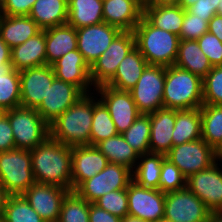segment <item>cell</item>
<instances>
[{
  "label": "cell",
  "mask_w": 222,
  "mask_h": 222,
  "mask_svg": "<svg viewBox=\"0 0 222 222\" xmlns=\"http://www.w3.org/2000/svg\"><path fill=\"white\" fill-rule=\"evenodd\" d=\"M3 219L6 222H45L22 195L8 197Z\"/></svg>",
  "instance_id": "obj_39"
},
{
  "label": "cell",
  "mask_w": 222,
  "mask_h": 222,
  "mask_svg": "<svg viewBox=\"0 0 222 222\" xmlns=\"http://www.w3.org/2000/svg\"><path fill=\"white\" fill-rule=\"evenodd\" d=\"M35 182L30 150L0 152V183L10 196L22 195Z\"/></svg>",
  "instance_id": "obj_6"
},
{
  "label": "cell",
  "mask_w": 222,
  "mask_h": 222,
  "mask_svg": "<svg viewBox=\"0 0 222 222\" xmlns=\"http://www.w3.org/2000/svg\"><path fill=\"white\" fill-rule=\"evenodd\" d=\"M201 113V138L211 147L222 139V105L203 104Z\"/></svg>",
  "instance_id": "obj_35"
},
{
  "label": "cell",
  "mask_w": 222,
  "mask_h": 222,
  "mask_svg": "<svg viewBox=\"0 0 222 222\" xmlns=\"http://www.w3.org/2000/svg\"><path fill=\"white\" fill-rule=\"evenodd\" d=\"M128 215L144 221L157 222L164 217L165 193L132 181L127 187Z\"/></svg>",
  "instance_id": "obj_14"
},
{
  "label": "cell",
  "mask_w": 222,
  "mask_h": 222,
  "mask_svg": "<svg viewBox=\"0 0 222 222\" xmlns=\"http://www.w3.org/2000/svg\"><path fill=\"white\" fill-rule=\"evenodd\" d=\"M121 32L118 27L102 22L76 29L77 49L91 67Z\"/></svg>",
  "instance_id": "obj_15"
},
{
  "label": "cell",
  "mask_w": 222,
  "mask_h": 222,
  "mask_svg": "<svg viewBox=\"0 0 222 222\" xmlns=\"http://www.w3.org/2000/svg\"><path fill=\"white\" fill-rule=\"evenodd\" d=\"M136 47L133 31H121L107 50L90 67V80L94 88L106 85L117 72L120 62Z\"/></svg>",
  "instance_id": "obj_7"
},
{
  "label": "cell",
  "mask_w": 222,
  "mask_h": 222,
  "mask_svg": "<svg viewBox=\"0 0 222 222\" xmlns=\"http://www.w3.org/2000/svg\"><path fill=\"white\" fill-rule=\"evenodd\" d=\"M5 114L12 127L15 148L32 150L50 137V125L36 109L19 106Z\"/></svg>",
  "instance_id": "obj_5"
},
{
  "label": "cell",
  "mask_w": 222,
  "mask_h": 222,
  "mask_svg": "<svg viewBox=\"0 0 222 222\" xmlns=\"http://www.w3.org/2000/svg\"><path fill=\"white\" fill-rule=\"evenodd\" d=\"M136 47L149 65L170 67L178 55L180 37L152 26L144 17L133 30Z\"/></svg>",
  "instance_id": "obj_3"
},
{
  "label": "cell",
  "mask_w": 222,
  "mask_h": 222,
  "mask_svg": "<svg viewBox=\"0 0 222 222\" xmlns=\"http://www.w3.org/2000/svg\"><path fill=\"white\" fill-rule=\"evenodd\" d=\"M21 106L36 109L46 97L56 78L51 65H41L19 71Z\"/></svg>",
  "instance_id": "obj_17"
},
{
  "label": "cell",
  "mask_w": 222,
  "mask_h": 222,
  "mask_svg": "<svg viewBox=\"0 0 222 222\" xmlns=\"http://www.w3.org/2000/svg\"><path fill=\"white\" fill-rule=\"evenodd\" d=\"M166 155L147 153L139 156L134 170L133 181L144 188L159 189L162 162Z\"/></svg>",
  "instance_id": "obj_33"
},
{
  "label": "cell",
  "mask_w": 222,
  "mask_h": 222,
  "mask_svg": "<svg viewBox=\"0 0 222 222\" xmlns=\"http://www.w3.org/2000/svg\"><path fill=\"white\" fill-rule=\"evenodd\" d=\"M35 181L72 191V147L49 137L30 150Z\"/></svg>",
  "instance_id": "obj_1"
},
{
  "label": "cell",
  "mask_w": 222,
  "mask_h": 222,
  "mask_svg": "<svg viewBox=\"0 0 222 222\" xmlns=\"http://www.w3.org/2000/svg\"><path fill=\"white\" fill-rule=\"evenodd\" d=\"M185 10L179 5L144 4L143 17L154 27L176 34L180 31Z\"/></svg>",
  "instance_id": "obj_27"
},
{
  "label": "cell",
  "mask_w": 222,
  "mask_h": 222,
  "mask_svg": "<svg viewBox=\"0 0 222 222\" xmlns=\"http://www.w3.org/2000/svg\"><path fill=\"white\" fill-rule=\"evenodd\" d=\"M3 114H5V110H4L2 107H0V117H1Z\"/></svg>",
  "instance_id": "obj_58"
},
{
  "label": "cell",
  "mask_w": 222,
  "mask_h": 222,
  "mask_svg": "<svg viewBox=\"0 0 222 222\" xmlns=\"http://www.w3.org/2000/svg\"><path fill=\"white\" fill-rule=\"evenodd\" d=\"M175 66L203 79L211 70L208 57L200 49L197 40L180 39Z\"/></svg>",
  "instance_id": "obj_29"
},
{
  "label": "cell",
  "mask_w": 222,
  "mask_h": 222,
  "mask_svg": "<svg viewBox=\"0 0 222 222\" xmlns=\"http://www.w3.org/2000/svg\"><path fill=\"white\" fill-rule=\"evenodd\" d=\"M21 106L20 73L12 63L0 67V107L5 111Z\"/></svg>",
  "instance_id": "obj_34"
},
{
  "label": "cell",
  "mask_w": 222,
  "mask_h": 222,
  "mask_svg": "<svg viewBox=\"0 0 222 222\" xmlns=\"http://www.w3.org/2000/svg\"><path fill=\"white\" fill-rule=\"evenodd\" d=\"M148 65L145 57L135 47L120 62L114 77L106 85L120 91H130Z\"/></svg>",
  "instance_id": "obj_25"
},
{
  "label": "cell",
  "mask_w": 222,
  "mask_h": 222,
  "mask_svg": "<svg viewBox=\"0 0 222 222\" xmlns=\"http://www.w3.org/2000/svg\"><path fill=\"white\" fill-rule=\"evenodd\" d=\"M208 32L215 35L222 42V16L215 14L208 22Z\"/></svg>",
  "instance_id": "obj_49"
},
{
  "label": "cell",
  "mask_w": 222,
  "mask_h": 222,
  "mask_svg": "<svg viewBox=\"0 0 222 222\" xmlns=\"http://www.w3.org/2000/svg\"><path fill=\"white\" fill-rule=\"evenodd\" d=\"M180 0H144L148 5H179Z\"/></svg>",
  "instance_id": "obj_52"
},
{
  "label": "cell",
  "mask_w": 222,
  "mask_h": 222,
  "mask_svg": "<svg viewBox=\"0 0 222 222\" xmlns=\"http://www.w3.org/2000/svg\"><path fill=\"white\" fill-rule=\"evenodd\" d=\"M166 67L148 65L129 91L138 110L149 114L163 108Z\"/></svg>",
  "instance_id": "obj_8"
},
{
  "label": "cell",
  "mask_w": 222,
  "mask_h": 222,
  "mask_svg": "<svg viewBox=\"0 0 222 222\" xmlns=\"http://www.w3.org/2000/svg\"><path fill=\"white\" fill-rule=\"evenodd\" d=\"M203 104L222 105V66L212 67L202 79Z\"/></svg>",
  "instance_id": "obj_40"
},
{
  "label": "cell",
  "mask_w": 222,
  "mask_h": 222,
  "mask_svg": "<svg viewBox=\"0 0 222 222\" xmlns=\"http://www.w3.org/2000/svg\"><path fill=\"white\" fill-rule=\"evenodd\" d=\"M186 180L179 168L165 157L162 162L159 190L166 193L184 189Z\"/></svg>",
  "instance_id": "obj_41"
},
{
  "label": "cell",
  "mask_w": 222,
  "mask_h": 222,
  "mask_svg": "<svg viewBox=\"0 0 222 222\" xmlns=\"http://www.w3.org/2000/svg\"><path fill=\"white\" fill-rule=\"evenodd\" d=\"M116 135H118V132L110 113L96 95L90 132V145L96 146L99 142Z\"/></svg>",
  "instance_id": "obj_36"
},
{
  "label": "cell",
  "mask_w": 222,
  "mask_h": 222,
  "mask_svg": "<svg viewBox=\"0 0 222 222\" xmlns=\"http://www.w3.org/2000/svg\"><path fill=\"white\" fill-rule=\"evenodd\" d=\"M36 0H0V14L28 16Z\"/></svg>",
  "instance_id": "obj_45"
},
{
  "label": "cell",
  "mask_w": 222,
  "mask_h": 222,
  "mask_svg": "<svg viewBox=\"0 0 222 222\" xmlns=\"http://www.w3.org/2000/svg\"><path fill=\"white\" fill-rule=\"evenodd\" d=\"M2 63H11V48L0 36V67Z\"/></svg>",
  "instance_id": "obj_50"
},
{
  "label": "cell",
  "mask_w": 222,
  "mask_h": 222,
  "mask_svg": "<svg viewBox=\"0 0 222 222\" xmlns=\"http://www.w3.org/2000/svg\"><path fill=\"white\" fill-rule=\"evenodd\" d=\"M83 95L75 85L55 78L36 110L50 125Z\"/></svg>",
  "instance_id": "obj_18"
},
{
  "label": "cell",
  "mask_w": 222,
  "mask_h": 222,
  "mask_svg": "<svg viewBox=\"0 0 222 222\" xmlns=\"http://www.w3.org/2000/svg\"><path fill=\"white\" fill-rule=\"evenodd\" d=\"M219 3L220 0H198L187 10L209 22L217 14Z\"/></svg>",
  "instance_id": "obj_46"
},
{
  "label": "cell",
  "mask_w": 222,
  "mask_h": 222,
  "mask_svg": "<svg viewBox=\"0 0 222 222\" xmlns=\"http://www.w3.org/2000/svg\"><path fill=\"white\" fill-rule=\"evenodd\" d=\"M144 0H103V21L133 31L143 17Z\"/></svg>",
  "instance_id": "obj_21"
},
{
  "label": "cell",
  "mask_w": 222,
  "mask_h": 222,
  "mask_svg": "<svg viewBox=\"0 0 222 222\" xmlns=\"http://www.w3.org/2000/svg\"><path fill=\"white\" fill-rule=\"evenodd\" d=\"M93 92L84 94L50 124V137L64 145H90L94 98ZM94 95V96H93Z\"/></svg>",
  "instance_id": "obj_2"
},
{
  "label": "cell",
  "mask_w": 222,
  "mask_h": 222,
  "mask_svg": "<svg viewBox=\"0 0 222 222\" xmlns=\"http://www.w3.org/2000/svg\"><path fill=\"white\" fill-rule=\"evenodd\" d=\"M41 30L67 24L68 0H36L30 14Z\"/></svg>",
  "instance_id": "obj_28"
},
{
  "label": "cell",
  "mask_w": 222,
  "mask_h": 222,
  "mask_svg": "<svg viewBox=\"0 0 222 222\" xmlns=\"http://www.w3.org/2000/svg\"><path fill=\"white\" fill-rule=\"evenodd\" d=\"M15 149L14 136L9 118L6 114L0 117V152Z\"/></svg>",
  "instance_id": "obj_47"
},
{
  "label": "cell",
  "mask_w": 222,
  "mask_h": 222,
  "mask_svg": "<svg viewBox=\"0 0 222 222\" xmlns=\"http://www.w3.org/2000/svg\"><path fill=\"white\" fill-rule=\"evenodd\" d=\"M41 29L29 16H6L0 14V36L12 49L38 34Z\"/></svg>",
  "instance_id": "obj_26"
},
{
  "label": "cell",
  "mask_w": 222,
  "mask_h": 222,
  "mask_svg": "<svg viewBox=\"0 0 222 222\" xmlns=\"http://www.w3.org/2000/svg\"><path fill=\"white\" fill-rule=\"evenodd\" d=\"M95 204L112 215L124 218L128 215L127 188L106 193Z\"/></svg>",
  "instance_id": "obj_42"
},
{
  "label": "cell",
  "mask_w": 222,
  "mask_h": 222,
  "mask_svg": "<svg viewBox=\"0 0 222 222\" xmlns=\"http://www.w3.org/2000/svg\"><path fill=\"white\" fill-rule=\"evenodd\" d=\"M157 222H172V221H169V220H167L165 218H162L161 220H158Z\"/></svg>",
  "instance_id": "obj_59"
},
{
  "label": "cell",
  "mask_w": 222,
  "mask_h": 222,
  "mask_svg": "<svg viewBox=\"0 0 222 222\" xmlns=\"http://www.w3.org/2000/svg\"><path fill=\"white\" fill-rule=\"evenodd\" d=\"M211 211L187 187L165 193L164 217L172 222H207Z\"/></svg>",
  "instance_id": "obj_10"
},
{
  "label": "cell",
  "mask_w": 222,
  "mask_h": 222,
  "mask_svg": "<svg viewBox=\"0 0 222 222\" xmlns=\"http://www.w3.org/2000/svg\"><path fill=\"white\" fill-rule=\"evenodd\" d=\"M218 163L216 161L186 180V187L204 202L211 212H222V164Z\"/></svg>",
  "instance_id": "obj_12"
},
{
  "label": "cell",
  "mask_w": 222,
  "mask_h": 222,
  "mask_svg": "<svg viewBox=\"0 0 222 222\" xmlns=\"http://www.w3.org/2000/svg\"><path fill=\"white\" fill-rule=\"evenodd\" d=\"M214 153L216 160L222 162V139L221 141L214 147Z\"/></svg>",
  "instance_id": "obj_53"
},
{
  "label": "cell",
  "mask_w": 222,
  "mask_h": 222,
  "mask_svg": "<svg viewBox=\"0 0 222 222\" xmlns=\"http://www.w3.org/2000/svg\"><path fill=\"white\" fill-rule=\"evenodd\" d=\"M96 147L106 156L109 163L123 165L132 171L139 159L138 153L127 143L122 134L99 142Z\"/></svg>",
  "instance_id": "obj_32"
},
{
  "label": "cell",
  "mask_w": 222,
  "mask_h": 222,
  "mask_svg": "<svg viewBox=\"0 0 222 222\" xmlns=\"http://www.w3.org/2000/svg\"><path fill=\"white\" fill-rule=\"evenodd\" d=\"M150 131V113H142L122 135L140 156L150 153Z\"/></svg>",
  "instance_id": "obj_37"
},
{
  "label": "cell",
  "mask_w": 222,
  "mask_h": 222,
  "mask_svg": "<svg viewBox=\"0 0 222 222\" xmlns=\"http://www.w3.org/2000/svg\"><path fill=\"white\" fill-rule=\"evenodd\" d=\"M217 14L222 16V0H220L219 6H218V10H217Z\"/></svg>",
  "instance_id": "obj_57"
},
{
  "label": "cell",
  "mask_w": 222,
  "mask_h": 222,
  "mask_svg": "<svg viewBox=\"0 0 222 222\" xmlns=\"http://www.w3.org/2000/svg\"><path fill=\"white\" fill-rule=\"evenodd\" d=\"M0 222H6L3 218H0Z\"/></svg>",
  "instance_id": "obj_60"
},
{
  "label": "cell",
  "mask_w": 222,
  "mask_h": 222,
  "mask_svg": "<svg viewBox=\"0 0 222 222\" xmlns=\"http://www.w3.org/2000/svg\"><path fill=\"white\" fill-rule=\"evenodd\" d=\"M132 181L131 169L109 163L101 172L84 181L75 191L87 202L95 203L106 193L126 189Z\"/></svg>",
  "instance_id": "obj_9"
},
{
  "label": "cell",
  "mask_w": 222,
  "mask_h": 222,
  "mask_svg": "<svg viewBox=\"0 0 222 222\" xmlns=\"http://www.w3.org/2000/svg\"><path fill=\"white\" fill-rule=\"evenodd\" d=\"M206 32H208V22L196 14H191L188 10H185L180 39L197 40Z\"/></svg>",
  "instance_id": "obj_43"
},
{
  "label": "cell",
  "mask_w": 222,
  "mask_h": 222,
  "mask_svg": "<svg viewBox=\"0 0 222 222\" xmlns=\"http://www.w3.org/2000/svg\"><path fill=\"white\" fill-rule=\"evenodd\" d=\"M166 158L176 165L186 178L217 161L214 148L202 138L172 146Z\"/></svg>",
  "instance_id": "obj_11"
},
{
  "label": "cell",
  "mask_w": 222,
  "mask_h": 222,
  "mask_svg": "<svg viewBox=\"0 0 222 222\" xmlns=\"http://www.w3.org/2000/svg\"><path fill=\"white\" fill-rule=\"evenodd\" d=\"M150 153L166 155L173 146L175 109L160 108L150 113Z\"/></svg>",
  "instance_id": "obj_22"
},
{
  "label": "cell",
  "mask_w": 222,
  "mask_h": 222,
  "mask_svg": "<svg viewBox=\"0 0 222 222\" xmlns=\"http://www.w3.org/2000/svg\"><path fill=\"white\" fill-rule=\"evenodd\" d=\"M68 192L60 186L35 182L22 196L45 222H57Z\"/></svg>",
  "instance_id": "obj_16"
},
{
  "label": "cell",
  "mask_w": 222,
  "mask_h": 222,
  "mask_svg": "<svg viewBox=\"0 0 222 222\" xmlns=\"http://www.w3.org/2000/svg\"><path fill=\"white\" fill-rule=\"evenodd\" d=\"M197 1L198 0H180L179 6H181L184 10H187Z\"/></svg>",
  "instance_id": "obj_55"
},
{
  "label": "cell",
  "mask_w": 222,
  "mask_h": 222,
  "mask_svg": "<svg viewBox=\"0 0 222 222\" xmlns=\"http://www.w3.org/2000/svg\"><path fill=\"white\" fill-rule=\"evenodd\" d=\"M57 79L75 85L83 94L95 92L90 80V66L78 49L68 52L52 65Z\"/></svg>",
  "instance_id": "obj_20"
},
{
  "label": "cell",
  "mask_w": 222,
  "mask_h": 222,
  "mask_svg": "<svg viewBox=\"0 0 222 222\" xmlns=\"http://www.w3.org/2000/svg\"><path fill=\"white\" fill-rule=\"evenodd\" d=\"M46 65L77 49L76 29L68 24L45 29Z\"/></svg>",
  "instance_id": "obj_24"
},
{
  "label": "cell",
  "mask_w": 222,
  "mask_h": 222,
  "mask_svg": "<svg viewBox=\"0 0 222 222\" xmlns=\"http://www.w3.org/2000/svg\"><path fill=\"white\" fill-rule=\"evenodd\" d=\"M9 196L4 186L0 183V218H3L4 208Z\"/></svg>",
  "instance_id": "obj_51"
},
{
  "label": "cell",
  "mask_w": 222,
  "mask_h": 222,
  "mask_svg": "<svg viewBox=\"0 0 222 222\" xmlns=\"http://www.w3.org/2000/svg\"><path fill=\"white\" fill-rule=\"evenodd\" d=\"M57 222H89V202L76 191H69L63 199Z\"/></svg>",
  "instance_id": "obj_38"
},
{
  "label": "cell",
  "mask_w": 222,
  "mask_h": 222,
  "mask_svg": "<svg viewBox=\"0 0 222 222\" xmlns=\"http://www.w3.org/2000/svg\"><path fill=\"white\" fill-rule=\"evenodd\" d=\"M201 138L200 108L190 110L175 109V126L172 134L173 146Z\"/></svg>",
  "instance_id": "obj_31"
},
{
  "label": "cell",
  "mask_w": 222,
  "mask_h": 222,
  "mask_svg": "<svg viewBox=\"0 0 222 222\" xmlns=\"http://www.w3.org/2000/svg\"><path fill=\"white\" fill-rule=\"evenodd\" d=\"M89 222H121V218L112 215L95 203H89Z\"/></svg>",
  "instance_id": "obj_48"
},
{
  "label": "cell",
  "mask_w": 222,
  "mask_h": 222,
  "mask_svg": "<svg viewBox=\"0 0 222 222\" xmlns=\"http://www.w3.org/2000/svg\"><path fill=\"white\" fill-rule=\"evenodd\" d=\"M164 108L190 110L203 105L202 79L175 65L166 67Z\"/></svg>",
  "instance_id": "obj_4"
},
{
  "label": "cell",
  "mask_w": 222,
  "mask_h": 222,
  "mask_svg": "<svg viewBox=\"0 0 222 222\" xmlns=\"http://www.w3.org/2000/svg\"><path fill=\"white\" fill-rule=\"evenodd\" d=\"M121 222H148V221H144L143 219L127 215L124 218H121Z\"/></svg>",
  "instance_id": "obj_56"
},
{
  "label": "cell",
  "mask_w": 222,
  "mask_h": 222,
  "mask_svg": "<svg viewBox=\"0 0 222 222\" xmlns=\"http://www.w3.org/2000/svg\"><path fill=\"white\" fill-rule=\"evenodd\" d=\"M207 222H222V212H211Z\"/></svg>",
  "instance_id": "obj_54"
},
{
  "label": "cell",
  "mask_w": 222,
  "mask_h": 222,
  "mask_svg": "<svg viewBox=\"0 0 222 222\" xmlns=\"http://www.w3.org/2000/svg\"><path fill=\"white\" fill-rule=\"evenodd\" d=\"M198 45L208 57L212 67L222 66V42L212 33L206 32L199 39Z\"/></svg>",
  "instance_id": "obj_44"
},
{
  "label": "cell",
  "mask_w": 222,
  "mask_h": 222,
  "mask_svg": "<svg viewBox=\"0 0 222 222\" xmlns=\"http://www.w3.org/2000/svg\"><path fill=\"white\" fill-rule=\"evenodd\" d=\"M45 31L41 30L34 37L11 49V63L15 70L46 65Z\"/></svg>",
  "instance_id": "obj_23"
},
{
  "label": "cell",
  "mask_w": 222,
  "mask_h": 222,
  "mask_svg": "<svg viewBox=\"0 0 222 222\" xmlns=\"http://www.w3.org/2000/svg\"><path fill=\"white\" fill-rule=\"evenodd\" d=\"M102 22L103 0H68V25L78 29Z\"/></svg>",
  "instance_id": "obj_30"
},
{
  "label": "cell",
  "mask_w": 222,
  "mask_h": 222,
  "mask_svg": "<svg viewBox=\"0 0 222 222\" xmlns=\"http://www.w3.org/2000/svg\"><path fill=\"white\" fill-rule=\"evenodd\" d=\"M109 164L106 156L93 145L72 146V191L101 172Z\"/></svg>",
  "instance_id": "obj_19"
},
{
  "label": "cell",
  "mask_w": 222,
  "mask_h": 222,
  "mask_svg": "<svg viewBox=\"0 0 222 222\" xmlns=\"http://www.w3.org/2000/svg\"><path fill=\"white\" fill-rule=\"evenodd\" d=\"M94 90L97 97L100 96L98 99L108 109L118 134L124 133L142 114L129 91H120L107 85L98 86Z\"/></svg>",
  "instance_id": "obj_13"
}]
</instances>
